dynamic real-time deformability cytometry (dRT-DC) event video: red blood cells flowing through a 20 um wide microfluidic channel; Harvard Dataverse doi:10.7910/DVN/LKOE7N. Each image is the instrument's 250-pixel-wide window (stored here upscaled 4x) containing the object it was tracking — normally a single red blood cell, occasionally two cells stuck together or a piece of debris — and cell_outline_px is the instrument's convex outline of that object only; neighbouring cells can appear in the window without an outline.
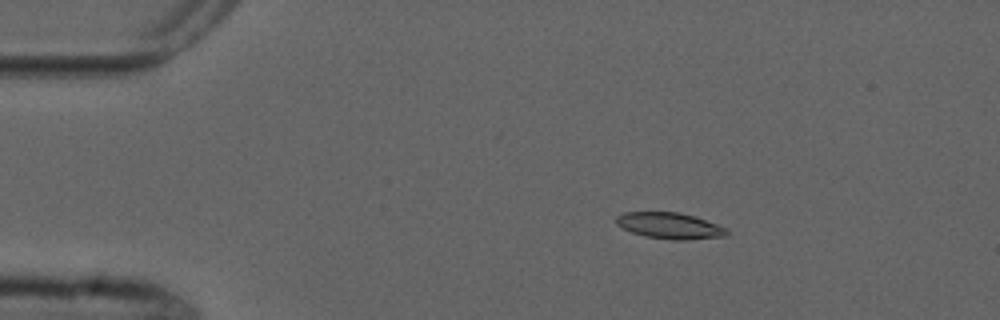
{"species": "common noctule bat (a hibernating species)", "species_latin": "Nyctalus noctula", "temperature_condition": "cold", "stored_images_in_passage": 3, "camera_frame_rate_fps": 3000, "um_per_image_px": 0.085, "animal": {"sex": "male", "forearm_length_mm": 52.5}, "frame": {"image": 1, "passage_image": 2, "time_ms": 1.0, "image_size_px": [1000, 320], "cell_outline_px": [[728, 236], [688, 240], [672, 240], [644, 236], [632, 232], [616, 224], [616, 216], [624, 212], [680, 212], [728, 228]], "centroid_in_image_um": [56.94, 19.19], "position_along_channel_um": 28.1, "area_um2": 16.88}}